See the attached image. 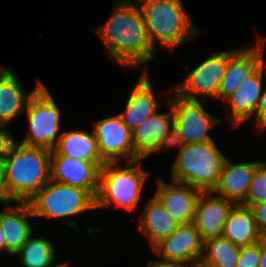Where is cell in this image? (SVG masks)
Returning a JSON list of instances; mask_svg holds the SVG:
<instances>
[{
    "label": "cell",
    "mask_w": 266,
    "mask_h": 267,
    "mask_svg": "<svg viewBox=\"0 0 266 267\" xmlns=\"http://www.w3.org/2000/svg\"><path fill=\"white\" fill-rule=\"evenodd\" d=\"M266 69L264 61L247 79L239 86V88L229 96L224 103L230 106L231 123L234 127L248 122L254 117L258 107L261 94L263 92V75Z\"/></svg>",
    "instance_id": "obj_16"
},
{
    "label": "cell",
    "mask_w": 266,
    "mask_h": 267,
    "mask_svg": "<svg viewBox=\"0 0 266 267\" xmlns=\"http://www.w3.org/2000/svg\"><path fill=\"white\" fill-rule=\"evenodd\" d=\"M51 156H69L85 161H103L94 132L83 130L63 132Z\"/></svg>",
    "instance_id": "obj_24"
},
{
    "label": "cell",
    "mask_w": 266,
    "mask_h": 267,
    "mask_svg": "<svg viewBox=\"0 0 266 267\" xmlns=\"http://www.w3.org/2000/svg\"><path fill=\"white\" fill-rule=\"evenodd\" d=\"M266 202V162L264 161L255 171L253 179L249 185L247 196L241 203L245 206Z\"/></svg>",
    "instance_id": "obj_27"
},
{
    "label": "cell",
    "mask_w": 266,
    "mask_h": 267,
    "mask_svg": "<svg viewBox=\"0 0 266 267\" xmlns=\"http://www.w3.org/2000/svg\"><path fill=\"white\" fill-rule=\"evenodd\" d=\"M4 172L5 159L0 158V201H4Z\"/></svg>",
    "instance_id": "obj_34"
},
{
    "label": "cell",
    "mask_w": 266,
    "mask_h": 267,
    "mask_svg": "<svg viewBox=\"0 0 266 267\" xmlns=\"http://www.w3.org/2000/svg\"><path fill=\"white\" fill-rule=\"evenodd\" d=\"M178 225L154 195L139 216V230L147 236L152 248L171 235Z\"/></svg>",
    "instance_id": "obj_23"
},
{
    "label": "cell",
    "mask_w": 266,
    "mask_h": 267,
    "mask_svg": "<svg viewBox=\"0 0 266 267\" xmlns=\"http://www.w3.org/2000/svg\"><path fill=\"white\" fill-rule=\"evenodd\" d=\"M101 159L106 162H127L143 159L133 146V130L127 127L121 116L114 115L93 123Z\"/></svg>",
    "instance_id": "obj_10"
},
{
    "label": "cell",
    "mask_w": 266,
    "mask_h": 267,
    "mask_svg": "<svg viewBox=\"0 0 266 267\" xmlns=\"http://www.w3.org/2000/svg\"><path fill=\"white\" fill-rule=\"evenodd\" d=\"M186 267H212L207 265L206 263L202 262V261H196L191 263L190 265L186 266Z\"/></svg>",
    "instance_id": "obj_37"
},
{
    "label": "cell",
    "mask_w": 266,
    "mask_h": 267,
    "mask_svg": "<svg viewBox=\"0 0 266 267\" xmlns=\"http://www.w3.org/2000/svg\"><path fill=\"white\" fill-rule=\"evenodd\" d=\"M51 150L16 142L5 158L4 201L28 202L50 180Z\"/></svg>",
    "instance_id": "obj_2"
},
{
    "label": "cell",
    "mask_w": 266,
    "mask_h": 267,
    "mask_svg": "<svg viewBox=\"0 0 266 267\" xmlns=\"http://www.w3.org/2000/svg\"><path fill=\"white\" fill-rule=\"evenodd\" d=\"M5 250V237H4V231L0 227V251Z\"/></svg>",
    "instance_id": "obj_36"
},
{
    "label": "cell",
    "mask_w": 266,
    "mask_h": 267,
    "mask_svg": "<svg viewBox=\"0 0 266 267\" xmlns=\"http://www.w3.org/2000/svg\"><path fill=\"white\" fill-rule=\"evenodd\" d=\"M240 248L224 237L204 242L201 261L212 267H236Z\"/></svg>",
    "instance_id": "obj_26"
},
{
    "label": "cell",
    "mask_w": 266,
    "mask_h": 267,
    "mask_svg": "<svg viewBox=\"0 0 266 267\" xmlns=\"http://www.w3.org/2000/svg\"><path fill=\"white\" fill-rule=\"evenodd\" d=\"M24 113L28 115L29 126L20 143L52 151L61 136V111L45 84L31 96Z\"/></svg>",
    "instance_id": "obj_7"
},
{
    "label": "cell",
    "mask_w": 266,
    "mask_h": 267,
    "mask_svg": "<svg viewBox=\"0 0 266 267\" xmlns=\"http://www.w3.org/2000/svg\"><path fill=\"white\" fill-rule=\"evenodd\" d=\"M222 237L239 247L260 242L261 236L251 207L234 204L224 224Z\"/></svg>",
    "instance_id": "obj_22"
},
{
    "label": "cell",
    "mask_w": 266,
    "mask_h": 267,
    "mask_svg": "<svg viewBox=\"0 0 266 267\" xmlns=\"http://www.w3.org/2000/svg\"><path fill=\"white\" fill-rule=\"evenodd\" d=\"M42 84L38 82L32 92L25 91L13 70L0 68V123L8 125L23 114L31 96Z\"/></svg>",
    "instance_id": "obj_19"
},
{
    "label": "cell",
    "mask_w": 266,
    "mask_h": 267,
    "mask_svg": "<svg viewBox=\"0 0 266 267\" xmlns=\"http://www.w3.org/2000/svg\"><path fill=\"white\" fill-rule=\"evenodd\" d=\"M17 141L7 130V124L0 123V158H6Z\"/></svg>",
    "instance_id": "obj_30"
},
{
    "label": "cell",
    "mask_w": 266,
    "mask_h": 267,
    "mask_svg": "<svg viewBox=\"0 0 266 267\" xmlns=\"http://www.w3.org/2000/svg\"><path fill=\"white\" fill-rule=\"evenodd\" d=\"M168 101L173 109L174 127L186 144L214 140L209 131L221 122V119L204 109L205 100L186 99L174 92Z\"/></svg>",
    "instance_id": "obj_8"
},
{
    "label": "cell",
    "mask_w": 266,
    "mask_h": 267,
    "mask_svg": "<svg viewBox=\"0 0 266 267\" xmlns=\"http://www.w3.org/2000/svg\"><path fill=\"white\" fill-rule=\"evenodd\" d=\"M159 184L154 196L165 207L168 214L178 224L191 223L195 216V207L201 190L187 184L166 183L158 179Z\"/></svg>",
    "instance_id": "obj_15"
},
{
    "label": "cell",
    "mask_w": 266,
    "mask_h": 267,
    "mask_svg": "<svg viewBox=\"0 0 266 267\" xmlns=\"http://www.w3.org/2000/svg\"><path fill=\"white\" fill-rule=\"evenodd\" d=\"M261 241L240 248L236 267H258L260 262Z\"/></svg>",
    "instance_id": "obj_28"
},
{
    "label": "cell",
    "mask_w": 266,
    "mask_h": 267,
    "mask_svg": "<svg viewBox=\"0 0 266 267\" xmlns=\"http://www.w3.org/2000/svg\"><path fill=\"white\" fill-rule=\"evenodd\" d=\"M152 87L148 71L144 69L127 99L124 112L119 114L123 123L132 130L160 108Z\"/></svg>",
    "instance_id": "obj_20"
},
{
    "label": "cell",
    "mask_w": 266,
    "mask_h": 267,
    "mask_svg": "<svg viewBox=\"0 0 266 267\" xmlns=\"http://www.w3.org/2000/svg\"><path fill=\"white\" fill-rule=\"evenodd\" d=\"M34 217L66 218L96 209V198L87 190L49 180L28 201Z\"/></svg>",
    "instance_id": "obj_6"
},
{
    "label": "cell",
    "mask_w": 266,
    "mask_h": 267,
    "mask_svg": "<svg viewBox=\"0 0 266 267\" xmlns=\"http://www.w3.org/2000/svg\"><path fill=\"white\" fill-rule=\"evenodd\" d=\"M142 160L127 162L125 168L119 162H106L101 167L96 209L114 206L131 211L136 208L148 174L139 165Z\"/></svg>",
    "instance_id": "obj_5"
},
{
    "label": "cell",
    "mask_w": 266,
    "mask_h": 267,
    "mask_svg": "<svg viewBox=\"0 0 266 267\" xmlns=\"http://www.w3.org/2000/svg\"><path fill=\"white\" fill-rule=\"evenodd\" d=\"M115 5L112 15L95 28L96 32L109 60L128 69L143 66L154 58L156 49L144 28L141 9L135 0H117Z\"/></svg>",
    "instance_id": "obj_1"
},
{
    "label": "cell",
    "mask_w": 266,
    "mask_h": 267,
    "mask_svg": "<svg viewBox=\"0 0 266 267\" xmlns=\"http://www.w3.org/2000/svg\"><path fill=\"white\" fill-rule=\"evenodd\" d=\"M104 161H85L69 156H51L50 180L89 191L95 198Z\"/></svg>",
    "instance_id": "obj_12"
},
{
    "label": "cell",
    "mask_w": 266,
    "mask_h": 267,
    "mask_svg": "<svg viewBox=\"0 0 266 267\" xmlns=\"http://www.w3.org/2000/svg\"><path fill=\"white\" fill-rule=\"evenodd\" d=\"M264 161L233 163L227 158L225 161L217 186L213 191L233 201L235 204L242 203L249 189L256 169Z\"/></svg>",
    "instance_id": "obj_17"
},
{
    "label": "cell",
    "mask_w": 266,
    "mask_h": 267,
    "mask_svg": "<svg viewBox=\"0 0 266 267\" xmlns=\"http://www.w3.org/2000/svg\"><path fill=\"white\" fill-rule=\"evenodd\" d=\"M234 204L212 190L201 191L196 202L193 223L203 242L222 236L225 221Z\"/></svg>",
    "instance_id": "obj_14"
},
{
    "label": "cell",
    "mask_w": 266,
    "mask_h": 267,
    "mask_svg": "<svg viewBox=\"0 0 266 267\" xmlns=\"http://www.w3.org/2000/svg\"><path fill=\"white\" fill-rule=\"evenodd\" d=\"M167 105L170 108L168 113H161L158 109L133 130V146L143 159L150 156L158 148L162 139L174 126L172 105L169 101H167Z\"/></svg>",
    "instance_id": "obj_21"
},
{
    "label": "cell",
    "mask_w": 266,
    "mask_h": 267,
    "mask_svg": "<svg viewBox=\"0 0 266 267\" xmlns=\"http://www.w3.org/2000/svg\"><path fill=\"white\" fill-rule=\"evenodd\" d=\"M150 42L172 49L199 33L182 0H135Z\"/></svg>",
    "instance_id": "obj_3"
},
{
    "label": "cell",
    "mask_w": 266,
    "mask_h": 267,
    "mask_svg": "<svg viewBox=\"0 0 266 267\" xmlns=\"http://www.w3.org/2000/svg\"><path fill=\"white\" fill-rule=\"evenodd\" d=\"M229 63V51L213 53L190 71L182 83L172 90L179 96L197 100L218 99V90Z\"/></svg>",
    "instance_id": "obj_9"
},
{
    "label": "cell",
    "mask_w": 266,
    "mask_h": 267,
    "mask_svg": "<svg viewBox=\"0 0 266 267\" xmlns=\"http://www.w3.org/2000/svg\"><path fill=\"white\" fill-rule=\"evenodd\" d=\"M67 262L66 263H63V264H60V265H57L56 267H67Z\"/></svg>",
    "instance_id": "obj_38"
},
{
    "label": "cell",
    "mask_w": 266,
    "mask_h": 267,
    "mask_svg": "<svg viewBox=\"0 0 266 267\" xmlns=\"http://www.w3.org/2000/svg\"><path fill=\"white\" fill-rule=\"evenodd\" d=\"M146 267H184V266L177 263H172L159 259L158 261L157 260L149 261Z\"/></svg>",
    "instance_id": "obj_33"
},
{
    "label": "cell",
    "mask_w": 266,
    "mask_h": 267,
    "mask_svg": "<svg viewBox=\"0 0 266 267\" xmlns=\"http://www.w3.org/2000/svg\"><path fill=\"white\" fill-rule=\"evenodd\" d=\"M258 267H266V241L264 238L261 240V253Z\"/></svg>",
    "instance_id": "obj_35"
},
{
    "label": "cell",
    "mask_w": 266,
    "mask_h": 267,
    "mask_svg": "<svg viewBox=\"0 0 266 267\" xmlns=\"http://www.w3.org/2000/svg\"><path fill=\"white\" fill-rule=\"evenodd\" d=\"M257 46L229 50V63L218 90V100L225 101L265 60L264 38H258Z\"/></svg>",
    "instance_id": "obj_13"
},
{
    "label": "cell",
    "mask_w": 266,
    "mask_h": 267,
    "mask_svg": "<svg viewBox=\"0 0 266 267\" xmlns=\"http://www.w3.org/2000/svg\"><path fill=\"white\" fill-rule=\"evenodd\" d=\"M251 208L258 230L261 236L266 238V202L253 205Z\"/></svg>",
    "instance_id": "obj_31"
},
{
    "label": "cell",
    "mask_w": 266,
    "mask_h": 267,
    "mask_svg": "<svg viewBox=\"0 0 266 267\" xmlns=\"http://www.w3.org/2000/svg\"><path fill=\"white\" fill-rule=\"evenodd\" d=\"M204 242L193 222L179 224L175 231L152 249L160 259L184 267L201 261Z\"/></svg>",
    "instance_id": "obj_11"
},
{
    "label": "cell",
    "mask_w": 266,
    "mask_h": 267,
    "mask_svg": "<svg viewBox=\"0 0 266 267\" xmlns=\"http://www.w3.org/2000/svg\"><path fill=\"white\" fill-rule=\"evenodd\" d=\"M186 142L181 136L178 134L177 130L173 126L170 132L162 139L158 148L152 153L161 152L164 149L171 148V146L179 147V151L186 146Z\"/></svg>",
    "instance_id": "obj_29"
},
{
    "label": "cell",
    "mask_w": 266,
    "mask_h": 267,
    "mask_svg": "<svg viewBox=\"0 0 266 267\" xmlns=\"http://www.w3.org/2000/svg\"><path fill=\"white\" fill-rule=\"evenodd\" d=\"M256 127L261 131L266 128V86L263 88L258 107L254 114Z\"/></svg>",
    "instance_id": "obj_32"
},
{
    "label": "cell",
    "mask_w": 266,
    "mask_h": 267,
    "mask_svg": "<svg viewBox=\"0 0 266 267\" xmlns=\"http://www.w3.org/2000/svg\"><path fill=\"white\" fill-rule=\"evenodd\" d=\"M227 156L215 141L187 144L178 150L171 167L172 180L201 191H213L217 186Z\"/></svg>",
    "instance_id": "obj_4"
},
{
    "label": "cell",
    "mask_w": 266,
    "mask_h": 267,
    "mask_svg": "<svg viewBox=\"0 0 266 267\" xmlns=\"http://www.w3.org/2000/svg\"><path fill=\"white\" fill-rule=\"evenodd\" d=\"M17 205L6 206L0 211V227L4 231L5 252L15 255L28 238L33 234V228L27 218L34 217L28 202H16Z\"/></svg>",
    "instance_id": "obj_18"
},
{
    "label": "cell",
    "mask_w": 266,
    "mask_h": 267,
    "mask_svg": "<svg viewBox=\"0 0 266 267\" xmlns=\"http://www.w3.org/2000/svg\"><path fill=\"white\" fill-rule=\"evenodd\" d=\"M20 257L23 267H56V249L49 239L31 235L15 254Z\"/></svg>",
    "instance_id": "obj_25"
}]
</instances>
